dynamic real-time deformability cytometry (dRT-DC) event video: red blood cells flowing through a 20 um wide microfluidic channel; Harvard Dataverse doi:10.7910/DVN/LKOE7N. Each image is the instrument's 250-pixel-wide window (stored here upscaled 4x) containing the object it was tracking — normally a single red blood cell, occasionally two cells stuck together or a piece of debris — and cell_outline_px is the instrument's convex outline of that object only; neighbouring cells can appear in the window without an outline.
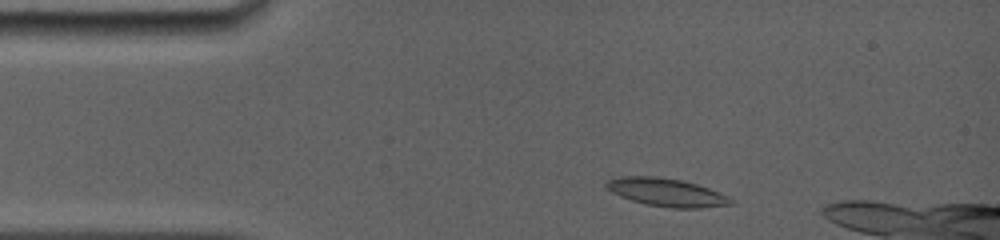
{"species": "common noctule bat (a hibernating species)", "species_latin": "Nyctalus noctula", "temperature_condition": "room temperature", "stored_images_in_passage": 7, "camera_frame_rate_fps": 5000, "um_per_image_px": 0.085, "animal": {"sex": "female", "body_mass_g": 19.0, "forearm_length_mm": 56.7}, "frame": {"image": 1, "passage_image": 2, "time_ms": 0.6, "image_size_px": [1000, 240], "cell_outline_px": [[732, 204], [700, 208], [672, 208], [644, 204], [620, 196], [612, 192], [604, 184], [608, 180], [620, 176], [656, 176], [680, 180], [696, 184], [708, 188], [728, 196], [732, 200]], "centroid_in_image_um": [56.63, 16.35], "position_along_channel_um": 28.4, "area_um2": 20.17}}
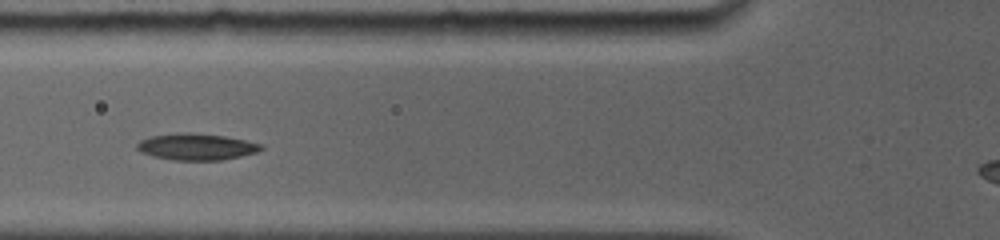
{"frame": {"image": 2, "passage_image": 6, "time_ms": 3.8, "image_size_px": [1000, 240], "cell_outline_px": [[264, 148], [256, 152], [240, 156], [220, 160], [172, 160], [152, 156], [140, 152], [136, 148], [136, 144], [140, 140], [152, 136], [180, 132], [192, 132], [224, 136], [264, 144]], "centroid_in_image_um": [16.67, 12.47], "position_along_channel_um": 109.1, "area_um2": 19.25}}
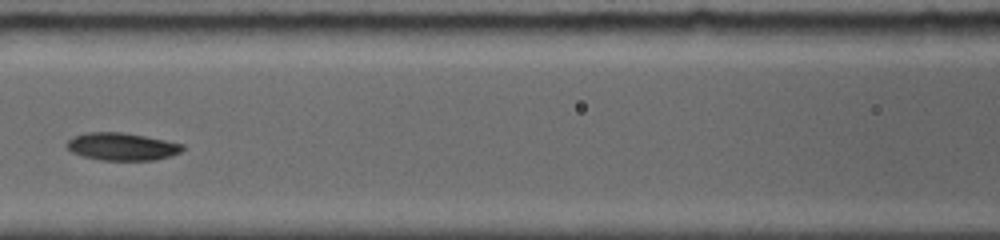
{"frame": {"image": 3, "passage_image": 7, "time_ms": 5.0, "image_size_px": [1000, 240], "cell_outline_px": [[184, 148], [180, 152], [172, 156], [152, 160], [100, 160], [84, 156], [72, 152], [64, 144], [72, 136], [88, 132], [124, 132], [184, 144]], "centroid_in_image_um": [10.35, 12.45], "position_along_channel_um": 156.3, "area_um2": 18.61}}